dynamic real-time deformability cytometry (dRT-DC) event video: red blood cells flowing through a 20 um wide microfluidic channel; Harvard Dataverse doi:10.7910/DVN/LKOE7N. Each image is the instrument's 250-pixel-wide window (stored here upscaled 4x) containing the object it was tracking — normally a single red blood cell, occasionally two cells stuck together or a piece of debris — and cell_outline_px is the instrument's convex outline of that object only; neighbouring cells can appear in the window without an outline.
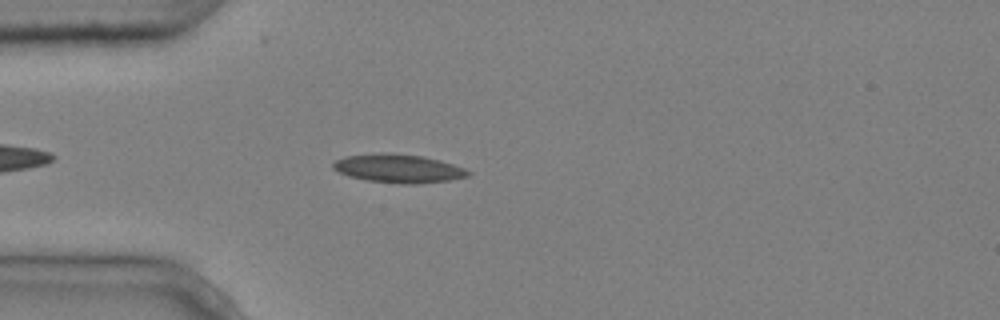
{"species": "common noctule bat (a hibernating species)", "species_latin": "Nyctalus noctula", "temperature_condition": "cold", "stored_images_in_passage": 4, "camera_frame_rate_fps": 3000, "um_per_image_px": 0.085, "animal": {"sex": "male", "body_mass_g": 20.4}, "frame": {"image": 1, "passage_image": 4, "time_ms": 1.0, "image_size_px": [1000, 320], "cell_outline_px": [[472, 172], [468, 176], [448, 180], [416, 184], [400, 184], [368, 180], [348, 176], [332, 168], [332, 164], [336, 160], [344, 156], [380, 152], [424, 156], [440, 160], [464, 168]], "centroid_in_image_um": [33.85, 14.31], "position_along_channel_um": 51.2, "area_um2": 22.43}}